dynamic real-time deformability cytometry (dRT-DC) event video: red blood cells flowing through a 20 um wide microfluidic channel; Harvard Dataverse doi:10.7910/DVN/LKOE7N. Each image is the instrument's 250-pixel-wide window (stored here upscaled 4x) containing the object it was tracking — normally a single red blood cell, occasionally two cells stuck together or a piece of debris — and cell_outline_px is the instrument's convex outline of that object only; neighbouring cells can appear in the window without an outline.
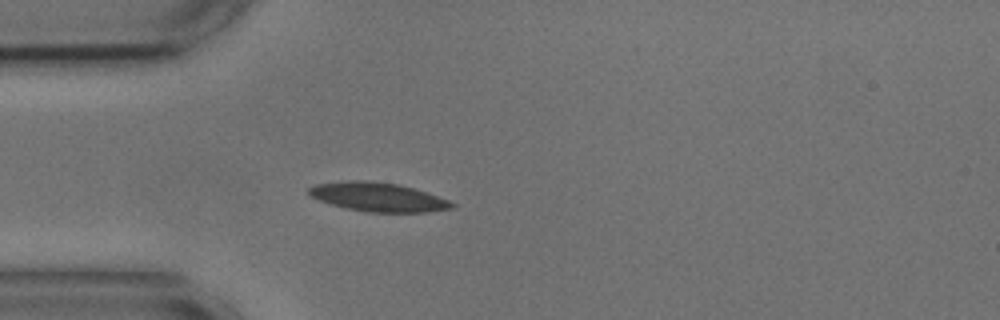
{"species": "common noctule bat (a hibernating species)", "species_latin": "Nyctalus noctula", "temperature_condition": "cold", "stored_images_in_passage": 42, "camera_frame_rate_fps": 3000, "um_per_image_px": 0.085, "animal": {"sex": "male", "body_mass_g": 17.9, "forearm_length_mm": 54.2}, "frame": {"image": 1, "passage_image": 7, "time_ms": 2.0, "image_size_px": [1000, 320], "cell_outline_px": [[456, 204], [452, 208], [428, 212], [368, 212], [344, 208], [320, 200], [312, 196], [308, 192], [308, 188], [316, 184], [348, 180], [368, 180], [396, 184], [412, 188], [448, 200]], "centroid_in_image_um": [32.11, 16.75], "position_along_channel_um": 52.9, "area_um2": 23.81}, "authors_computed_cell_mechanics": {"area_um2": 22.5998, "velocity_mm_per_s": 3.6013, "shape_relaxation_time_tau1_ms": 4.2488, "shape_relaxation_time_tau2_ms": 2.8226, "deformation_change_tau1": 0.1178, "deformation_change_tau2": 0.0722}}